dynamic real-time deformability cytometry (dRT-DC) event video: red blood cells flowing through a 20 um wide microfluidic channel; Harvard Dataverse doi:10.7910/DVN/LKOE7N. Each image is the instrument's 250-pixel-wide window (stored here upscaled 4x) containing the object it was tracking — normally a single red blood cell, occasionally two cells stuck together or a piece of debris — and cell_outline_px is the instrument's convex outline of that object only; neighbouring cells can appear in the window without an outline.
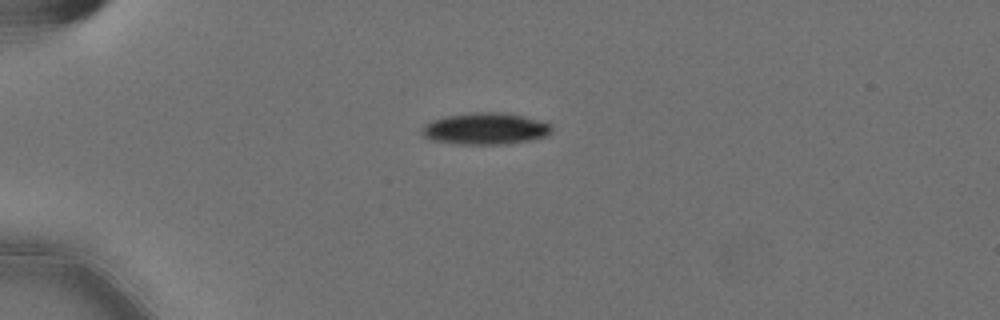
{"species": "Egyptian fruit bat (a non-hibernating species)", "species_latin": "Rousettus aegyptiacus", "temperature_condition": "cold", "stored_images_in_passage": 5, "camera_frame_rate_fps": 3000, "um_per_image_px": 0.085, "animal": {"sex": "female"}, "frame": {"image": 1, "passage_image": 1, "time_ms": 0.0, "image_size_px": [1000, 320], "cell_outline_px": [[552, 128], [548, 136], [508, 144], [456, 144], [428, 140], [420, 132], [420, 128], [424, 124], [432, 120], [448, 116], [476, 112], [504, 112], [540, 120], [552, 124]], "centroid_in_image_um": [41.23, 10.94], "position_along_channel_um": 43.8, "area_um2": 24.16}}